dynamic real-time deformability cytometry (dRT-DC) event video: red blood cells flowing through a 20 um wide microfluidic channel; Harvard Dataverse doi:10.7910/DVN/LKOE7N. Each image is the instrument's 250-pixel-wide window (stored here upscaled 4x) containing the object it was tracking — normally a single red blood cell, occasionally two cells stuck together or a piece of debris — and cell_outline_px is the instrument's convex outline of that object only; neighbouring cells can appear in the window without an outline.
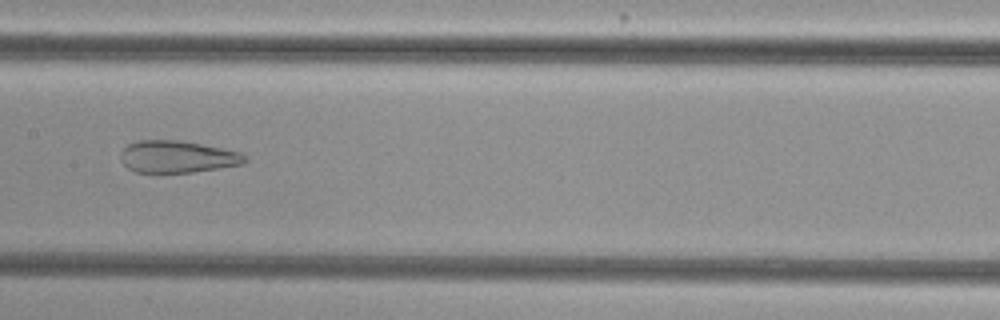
{"species": "common noctule bat (a hibernating species)", "species_latin": "Nyctalus noctula", "temperature_condition": "cold", "stored_images_in_passage": 45, "camera_frame_rate_fps": 3000, "um_per_image_px": 0.085, "animal": {"sex": "female", "body_mass_g": 29.2, "forearm_length_mm": 56.3}, "frame": {"image": 1, "passage_image": 19, "time_ms": 6.0, "image_size_px": [1000, 320], "cell_outline_px": [[248, 160], [244, 164], [220, 168], [192, 172], [136, 172], [128, 168], [120, 160], [120, 152], [128, 144], [140, 140], [180, 140], [240, 152]], "centroid_in_image_um": [15.06, 13.32], "position_along_channel_um": 192.3, "area_um2": 23.12}}
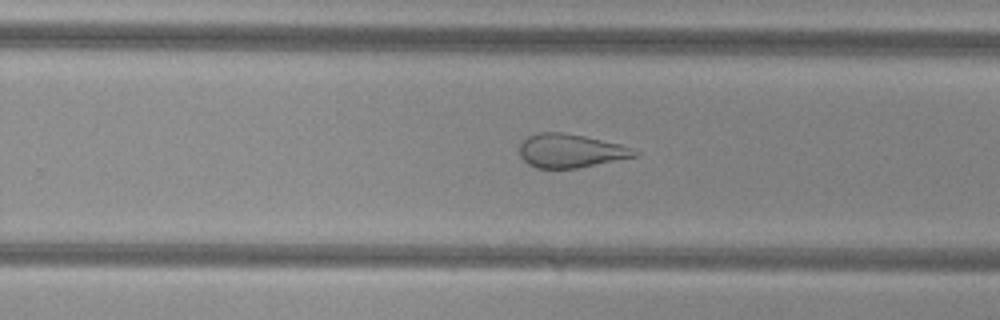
{"frame": {"image": 2, "passage_image": 26, "time_ms": 8.333, "image_size_px": [1000, 320], "cell_outline_px": [[640, 156], [576, 168], [536, 168], [528, 164], [520, 156], [520, 144], [528, 136], [540, 132], [564, 132], [584, 136], [620, 144], [632, 148], [640, 152]], "centroid_in_image_um": [48.52, 12.82], "position_along_channel_um": 281.3, "area_um2": 22.6}}
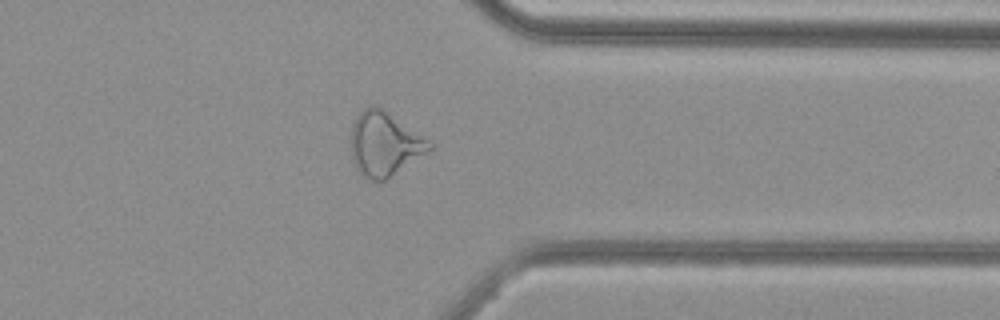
{"frame": {"image": 3, "passage_image": 34, "time_ms": 11.0, "image_size_px": [1000, 320], "cell_outline_px": [[432, 148], [428, 152], [392, 176], [384, 180], [372, 180], [364, 176], [356, 168], [352, 160], [352, 128], [356, 116], [364, 108], [372, 104], [380, 108], [432, 144]], "centroid_in_image_um": [32.64, 12.27], "position_along_channel_um": 378.8, "area_um2": 28.26}}